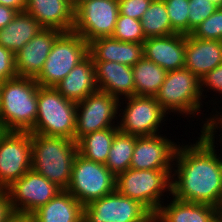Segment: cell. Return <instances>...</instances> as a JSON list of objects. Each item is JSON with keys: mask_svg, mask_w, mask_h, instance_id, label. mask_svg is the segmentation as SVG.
I'll return each mask as SVG.
<instances>
[{"mask_svg": "<svg viewBox=\"0 0 222 222\" xmlns=\"http://www.w3.org/2000/svg\"><path fill=\"white\" fill-rule=\"evenodd\" d=\"M119 14L118 0H87L74 10L73 32L88 43L111 37Z\"/></svg>", "mask_w": 222, "mask_h": 222, "instance_id": "cell-12", "label": "cell"}, {"mask_svg": "<svg viewBox=\"0 0 222 222\" xmlns=\"http://www.w3.org/2000/svg\"><path fill=\"white\" fill-rule=\"evenodd\" d=\"M213 222H222V208L217 210Z\"/></svg>", "mask_w": 222, "mask_h": 222, "instance_id": "cell-42", "label": "cell"}, {"mask_svg": "<svg viewBox=\"0 0 222 222\" xmlns=\"http://www.w3.org/2000/svg\"><path fill=\"white\" fill-rule=\"evenodd\" d=\"M6 190L15 214L23 216H30L62 191L56 184L32 169Z\"/></svg>", "mask_w": 222, "mask_h": 222, "instance_id": "cell-14", "label": "cell"}, {"mask_svg": "<svg viewBox=\"0 0 222 222\" xmlns=\"http://www.w3.org/2000/svg\"><path fill=\"white\" fill-rule=\"evenodd\" d=\"M136 135L118 131L114 136L105 166L117 176L130 168Z\"/></svg>", "mask_w": 222, "mask_h": 222, "instance_id": "cell-29", "label": "cell"}, {"mask_svg": "<svg viewBox=\"0 0 222 222\" xmlns=\"http://www.w3.org/2000/svg\"><path fill=\"white\" fill-rule=\"evenodd\" d=\"M34 78L17 76L0 84V120L7 131L30 132L37 119V92Z\"/></svg>", "mask_w": 222, "mask_h": 222, "instance_id": "cell-3", "label": "cell"}, {"mask_svg": "<svg viewBox=\"0 0 222 222\" xmlns=\"http://www.w3.org/2000/svg\"><path fill=\"white\" fill-rule=\"evenodd\" d=\"M156 134L137 136L130 168L137 170H168L173 172L177 143ZM172 164V165H171Z\"/></svg>", "mask_w": 222, "mask_h": 222, "instance_id": "cell-15", "label": "cell"}, {"mask_svg": "<svg viewBox=\"0 0 222 222\" xmlns=\"http://www.w3.org/2000/svg\"><path fill=\"white\" fill-rule=\"evenodd\" d=\"M171 177L168 170L129 168L116 176V190L125 197L139 201L154 215L164 203L163 193L171 194Z\"/></svg>", "mask_w": 222, "mask_h": 222, "instance_id": "cell-6", "label": "cell"}, {"mask_svg": "<svg viewBox=\"0 0 222 222\" xmlns=\"http://www.w3.org/2000/svg\"><path fill=\"white\" fill-rule=\"evenodd\" d=\"M140 21L145 38L177 33L171 27L164 0H152Z\"/></svg>", "mask_w": 222, "mask_h": 222, "instance_id": "cell-28", "label": "cell"}, {"mask_svg": "<svg viewBox=\"0 0 222 222\" xmlns=\"http://www.w3.org/2000/svg\"><path fill=\"white\" fill-rule=\"evenodd\" d=\"M66 190L84 206L114 192L116 176L105 164L88 160L77 153Z\"/></svg>", "mask_w": 222, "mask_h": 222, "instance_id": "cell-8", "label": "cell"}, {"mask_svg": "<svg viewBox=\"0 0 222 222\" xmlns=\"http://www.w3.org/2000/svg\"><path fill=\"white\" fill-rule=\"evenodd\" d=\"M10 222H33L30 216L16 215Z\"/></svg>", "mask_w": 222, "mask_h": 222, "instance_id": "cell-41", "label": "cell"}, {"mask_svg": "<svg viewBox=\"0 0 222 222\" xmlns=\"http://www.w3.org/2000/svg\"><path fill=\"white\" fill-rule=\"evenodd\" d=\"M6 132H7V130L5 129L3 123L0 120V139Z\"/></svg>", "mask_w": 222, "mask_h": 222, "instance_id": "cell-44", "label": "cell"}, {"mask_svg": "<svg viewBox=\"0 0 222 222\" xmlns=\"http://www.w3.org/2000/svg\"><path fill=\"white\" fill-rule=\"evenodd\" d=\"M217 9L209 0H189V34Z\"/></svg>", "mask_w": 222, "mask_h": 222, "instance_id": "cell-33", "label": "cell"}, {"mask_svg": "<svg viewBox=\"0 0 222 222\" xmlns=\"http://www.w3.org/2000/svg\"><path fill=\"white\" fill-rule=\"evenodd\" d=\"M211 3L216 4L218 7H222V5L218 2V0H209Z\"/></svg>", "mask_w": 222, "mask_h": 222, "instance_id": "cell-45", "label": "cell"}, {"mask_svg": "<svg viewBox=\"0 0 222 222\" xmlns=\"http://www.w3.org/2000/svg\"><path fill=\"white\" fill-rule=\"evenodd\" d=\"M118 131V128H105L82 136L76 142L78 153L88 160L105 164Z\"/></svg>", "mask_w": 222, "mask_h": 222, "instance_id": "cell-27", "label": "cell"}, {"mask_svg": "<svg viewBox=\"0 0 222 222\" xmlns=\"http://www.w3.org/2000/svg\"><path fill=\"white\" fill-rule=\"evenodd\" d=\"M93 61H114L133 67L143 56V43L124 42L112 37H101L88 43Z\"/></svg>", "mask_w": 222, "mask_h": 222, "instance_id": "cell-21", "label": "cell"}, {"mask_svg": "<svg viewBox=\"0 0 222 222\" xmlns=\"http://www.w3.org/2000/svg\"><path fill=\"white\" fill-rule=\"evenodd\" d=\"M215 112L213 113V115H210V118H206L207 121L205 120L203 122V127H201V131H207L211 136H215V134H217L216 132H218L217 130H219V132L222 130V112H219L217 110ZM220 135H222V133L218 136Z\"/></svg>", "mask_w": 222, "mask_h": 222, "instance_id": "cell-38", "label": "cell"}, {"mask_svg": "<svg viewBox=\"0 0 222 222\" xmlns=\"http://www.w3.org/2000/svg\"><path fill=\"white\" fill-rule=\"evenodd\" d=\"M30 217L33 222H83L84 206L67 190H62Z\"/></svg>", "mask_w": 222, "mask_h": 222, "instance_id": "cell-24", "label": "cell"}, {"mask_svg": "<svg viewBox=\"0 0 222 222\" xmlns=\"http://www.w3.org/2000/svg\"><path fill=\"white\" fill-rule=\"evenodd\" d=\"M32 170L66 190L78 153L77 143L69 138L31 133Z\"/></svg>", "mask_w": 222, "mask_h": 222, "instance_id": "cell-2", "label": "cell"}, {"mask_svg": "<svg viewBox=\"0 0 222 222\" xmlns=\"http://www.w3.org/2000/svg\"><path fill=\"white\" fill-rule=\"evenodd\" d=\"M171 27L182 34H189V0H164Z\"/></svg>", "mask_w": 222, "mask_h": 222, "instance_id": "cell-31", "label": "cell"}, {"mask_svg": "<svg viewBox=\"0 0 222 222\" xmlns=\"http://www.w3.org/2000/svg\"><path fill=\"white\" fill-rule=\"evenodd\" d=\"M111 37L133 43H144L146 40L142 31L141 21L120 14H118L115 30Z\"/></svg>", "mask_w": 222, "mask_h": 222, "instance_id": "cell-30", "label": "cell"}, {"mask_svg": "<svg viewBox=\"0 0 222 222\" xmlns=\"http://www.w3.org/2000/svg\"><path fill=\"white\" fill-rule=\"evenodd\" d=\"M153 216L139 201L115 190L84 205L83 222H153Z\"/></svg>", "mask_w": 222, "mask_h": 222, "instance_id": "cell-11", "label": "cell"}, {"mask_svg": "<svg viewBox=\"0 0 222 222\" xmlns=\"http://www.w3.org/2000/svg\"><path fill=\"white\" fill-rule=\"evenodd\" d=\"M76 103L64 98L54 87L39 86L37 119L30 133L74 140Z\"/></svg>", "mask_w": 222, "mask_h": 222, "instance_id": "cell-4", "label": "cell"}, {"mask_svg": "<svg viewBox=\"0 0 222 222\" xmlns=\"http://www.w3.org/2000/svg\"><path fill=\"white\" fill-rule=\"evenodd\" d=\"M63 32L44 28L15 54V68L18 76L36 78L46 61L55 40Z\"/></svg>", "mask_w": 222, "mask_h": 222, "instance_id": "cell-16", "label": "cell"}, {"mask_svg": "<svg viewBox=\"0 0 222 222\" xmlns=\"http://www.w3.org/2000/svg\"><path fill=\"white\" fill-rule=\"evenodd\" d=\"M167 205L164 203L153 216V222H213L219 208L179 200L172 196Z\"/></svg>", "mask_w": 222, "mask_h": 222, "instance_id": "cell-23", "label": "cell"}, {"mask_svg": "<svg viewBox=\"0 0 222 222\" xmlns=\"http://www.w3.org/2000/svg\"><path fill=\"white\" fill-rule=\"evenodd\" d=\"M124 110L119 112L120 121L117 122L118 130L136 136H151L159 134L162 123L166 121L167 113L157 102L154 96L134 95L123 98ZM121 114L123 116H121ZM160 130V131H159Z\"/></svg>", "mask_w": 222, "mask_h": 222, "instance_id": "cell-9", "label": "cell"}, {"mask_svg": "<svg viewBox=\"0 0 222 222\" xmlns=\"http://www.w3.org/2000/svg\"><path fill=\"white\" fill-rule=\"evenodd\" d=\"M222 63V41L202 40L186 35L185 68L189 69L200 80Z\"/></svg>", "mask_w": 222, "mask_h": 222, "instance_id": "cell-18", "label": "cell"}, {"mask_svg": "<svg viewBox=\"0 0 222 222\" xmlns=\"http://www.w3.org/2000/svg\"><path fill=\"white\" fill-rule=\"evenodd\" d=\"M54 88L66 99L81 102L89 94L98 91L95 64L88 55L76 65Z\"/></svg>", "mask_w": 222, "mask_h": 222, "instance_id": "cell-22", "label": "cell"}, {"mask_svg": "<svg viewBox=\"0 0 222 222\" xmlns=\"http://www.w3.org/2000/svg\"><path fill=\"white\" fill-rule=\"evenodd\" d=\"M85 1H87V0H70V3L72 5L73 9L75 10L80 4H82Z\"/></svg>", "mask_w": 222, "mask_h": 222, "instance_id": "cell-43", "label": "cell"}, {"mask_svg": "<svg viewBox=\"0 0 222 222\" xmlns=\"http://www.w3.org/2000/svg\"><path fill=\"white\" fill-rule=\"evenodd\" d=\"M44 27L27 12H18L14 19L0 29V45L12 51L19 52Z\"/></svg>", "mask_w": 222, "mask_h": 222, "instance_id": "cell-25", "label": "cell"}, {"mask_svg": "<svg viewBox=\"0 0 222 222\" xmlns=\"http://www.w3.org/2000/svg\"><path fill=\"white\" fill-rule=\"evenodd\" d=\"M135 95L156 96L167 71L144 56L132 67Z\"/></svg>", "mask_w": 222, "mask_h": 222, "instance_id": "cell-26", "label": "cell"}, {"mask_svg": "<svg viewBox=\"0 0 222 222\" xmlns=\"http://www.w3.org/2000/svg\"><path fill=\"white\" fill-rule=\"evenodd\" d=\"M200 132L194 144L181 145L178 142L171 195L179 200L222 208V157L215 149L218 136Z\"/></svg>", "mask_w": 222, "mask_h": 222, "instance_id": "cell-1", "label": "cell"}, {"mask_svg": "<svg viewBox=\"0 0 222 222\" xmlns=\"http://www.w3.org/2000/svg\"><path fill=\"white\" fill-rule=\"evenodd\" d=\"M152 0H118L119 14L141 20Z\"/></svg>", "mask_w": 222, "mask_h": 222, "instance_id": "cell-34", "label": "cell"}, {"mask_svg": "<svg viewBox=\"0 0 222 222\" xmlns=\"http://www.w3.org/2000/svg\"><path fill=\"white\" fill-rule=\"evenodd\" d=\"M155 97L167 113L177 112L185 117L199 115L204 102L200 79L186 68L168 71Z\"/></svg>", "mask_w": 222, "mask_h": 222, "instance_id": "cell-5", "label": "cell"}, {"mask_svg": "<svg viewBox=\"0 0 222 222\" xmlns=\"http://www.w3.org/2000/svg\"><path fill=\"white\" fill-rule=\"evenodd\" d=\"M95 64L96 83L99 91L122 100L135 95V84L131 66L114 61H93Z\"/></svg>", "mask_w": 222, "mask_h": 222, "instance_id": "cell-19", "label": "cell"}, {"mask_svg": "<svg viewBox=\"0 0 222 222\" xmlns=\"http://www.w3.org/2000/svg\"><path fill=\"white\" fill-rule=\"evenodd\" d=\"M88 55V42L82 36L73 31L63 32L55 40L35 81L41 87H54Z\"/></svg>", "mask_w": 222, "mask_h": 222, "instance_id": "cell-7", "label": "cell"}, {"mask_svg": "<svg viewBox=\"0 0 222 222\" xmlns=\"http://www.w3.org/2000/svg\"><path fill=\"white\" fill-rule=\"evenodd\" d=\"M201 92H202V97L205 98L203 95V91L208 92H216L222 94V63L211 70L210 72L206 73L202 78H201ZM207 88V89H205ZM205 89V90H203ZM211 89V91H209Z\"/></svg>", "mask_w": 222, "mask_h": 222, "instance_id": "cell-36", "label": "cell"}, {"mask_svg": "<svg viewBox=\"0 0 222 222\" xmlns=\"http://www.w3.org/2000/svg\"><path fill=\"white\" fill-rule=\"evenodd\" d=\"M0 4L11 7L18 12H23L26 8V0H0Z\"/></svg>", "mask_w": 222, "mask_h": 222, "instance_id": "cell-40", "label": "cell"}, {"mask_svg": "<svg viewBox=\"0 0 222 222\" xmlns=\"http://www.w3.org/2000/svg\"><path fill=\"white\" fill-rule=\"evenodd\" d=\"M16 216L6 189H0V222H10Z\"/></svg>", "mask_w": 222, "mask_h": 222, "instance_id": "cell-37", "label": "cell"}, {"mask_svg": "<svg viewBox=\"0 0 222 222\" xmlns=\"http://www.w3.org/2000/svg\"><path fill=\"white\" fill-rule=\"evenodd\" d=\"M44 28L71 32L74 28V9L70 0H26L24 10Z\"/></svg>", "mask_w": 222, "mask_h": 222, "instance_id": "cell-20", "label": "cell"}, {"mask_svg": "<svg viewBox=\"0 0 222 222\" xmlns=\"http://www.w3.org/2000/svg\"><path fill=\"white\" fill-rule=\"evenodd\" d=\"M17 13V10L0 4V29L6 27V25L14 19Z\"/></svg>", "mask_w": 222, "mask_h": 222, "instance_id": "cell-39", "label": "cell"}, {"mask_svg": "<svg viewBox=\"0 0 222 222\" xmlns=\"http://www.w3.org/2000/svg\"><path fill=\"white\" fill-rule=\"evenodd\" d=\"M17 76L15 54L0 45V84Z\"/></svg>", "mask_w": 222, "mask_h": 222, "instance_id": "cell-35", "label": "cell"}, {"mask_svg": "<svg viewBox=\"0 0 222 222\" xmlns=\"http://www.w3.org/2000/svg\"><path fill=\"white\" fill-rule=\"evenodd\" d=\"M193 37L202 40L222 41V7L205 19L191 33Z\"/></svg>", "mask_w": 222, "mask_h": 222, "instance_id": "cell-32", "label": "cell"}, {"mask_svg": "<svg viewBox=\"0 0 222 222\" xmlns=\"http://www.w3.org/2000/svg\"><path fill=\"white\" fill-rule=\"evenodd\" d=\"M32 140L28 131H7L0 139V189L8 188L32 169Z\"/></svg>", "mask_w": 222, "mask_h": 222, "instance_id": "cell-13", "label": "cell"}, {"mask_svg": "<svg viewBox=\"0 0 222 222\" xmlns=\"http://www.w3.org/2000/svg\"><path fill=\"white\" fill-rule=\"evenodd\" d=\"M119 101L109 93L98 90L76 103L74 141L98 130L118 128V124H115L118 118L116 115L122 110H119Z\"/></svg>", "mask_w": 222, "mask_h": 222, "instance_id": "cell-10", "label": "cell"}, {"mask_svg": "<svg viewBox=\"0 0 222 222\" xmlns=\"http://www.w3.org/2000/svg\"><path fill=\"white\" fill-rule=\"evenodd\" d=\"M185 39L186 34L182 33L146 38L143 43L144 57L167 72L185 68Z\"/></svg>", "mask_w": 222, "mask_h": 222, "instance_id": "cell-17", "label": "cell"}]
</instances>
